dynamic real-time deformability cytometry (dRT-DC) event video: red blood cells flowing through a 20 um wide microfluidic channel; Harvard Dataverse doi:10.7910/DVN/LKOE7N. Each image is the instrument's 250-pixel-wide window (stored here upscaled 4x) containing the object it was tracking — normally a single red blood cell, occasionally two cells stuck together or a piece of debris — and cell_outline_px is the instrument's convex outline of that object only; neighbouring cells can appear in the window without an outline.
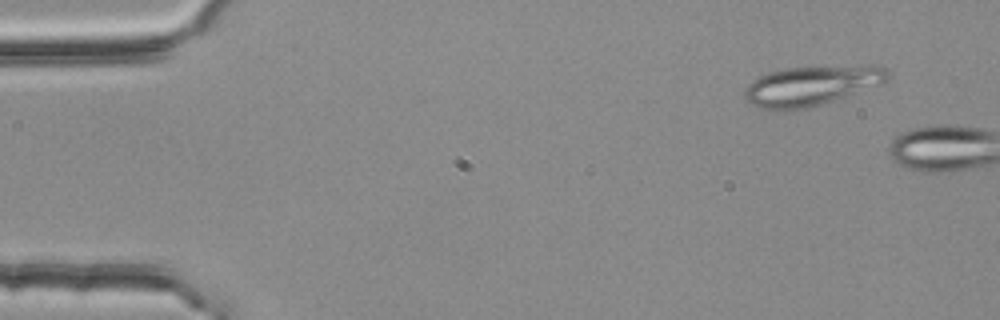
{"species": "common noctule bat (a hibernating species)", "species_latin": "Nyctalus noctula", "temperature_condition": "room temperature", "stored_images_in_passage": 2, "camera_frame_rate_fps": 3000, "um_per_image_px": 0.085, "animal": {"sex": "female", "body_mass_g": 25.1}, "frame": {"image": 1, "passage_image": 1, "time_ms": 0.0, "image_size_px": [1000, 320], "cell_outline_px": [[888, 80], [884, 84], [820, 104], [804, 108], [760, 108], [752, 104], [744, 96], [744, 88], [752, 80], [768, 72], [784, 68], [888, 68]], "centroid_in_image_um": [68.9, 7.3], "position_along_channel_um": 16.1, "area_um2": 31.5}}